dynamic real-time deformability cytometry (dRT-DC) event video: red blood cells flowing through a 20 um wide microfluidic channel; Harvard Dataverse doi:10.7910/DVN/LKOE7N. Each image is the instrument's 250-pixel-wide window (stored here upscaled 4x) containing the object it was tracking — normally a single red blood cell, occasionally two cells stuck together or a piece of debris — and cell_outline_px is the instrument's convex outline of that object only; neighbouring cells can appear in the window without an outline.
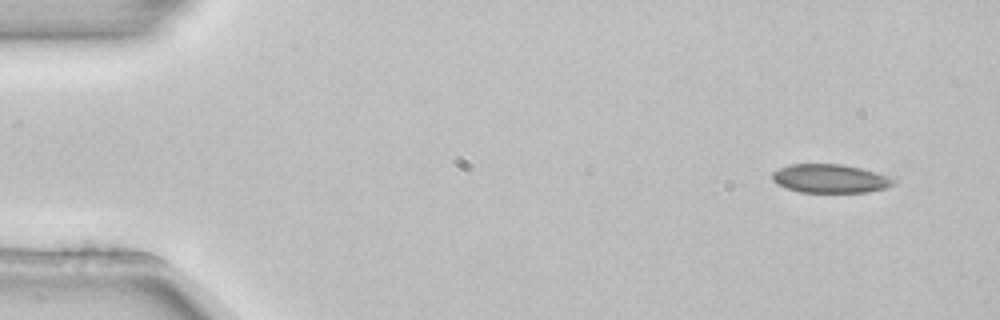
{"species": "common noctule bat (a hibernating species)", "species_latin": "Nyctalus noctula", "temperature_condition": "room temperature", "stored_images_in_passage": 4, "camera_frame_rate_fps": 3000, "um_per_image_px": 0.085, "animal": {"sex": "female", "body_mass_g": 22.7, "forearm_length_mm": 54.2}, "frame": {"image": 1, "passage_image": 1, "time_ms": 0.0, "image_size_px": [1000, 320], "cell_outline_px": [[896, 184], [888, 188], [868, 192], [800, 192], [776, 184], [772, 180], [772, 172], [788, 164], [840, 164], [860, 168], [876, 172], [888, 176], [896, 180]], "centroid_in_image_um": [70.58, 15.18], "position_along_channel_um": 14.4, "area_um2": 20.35}}
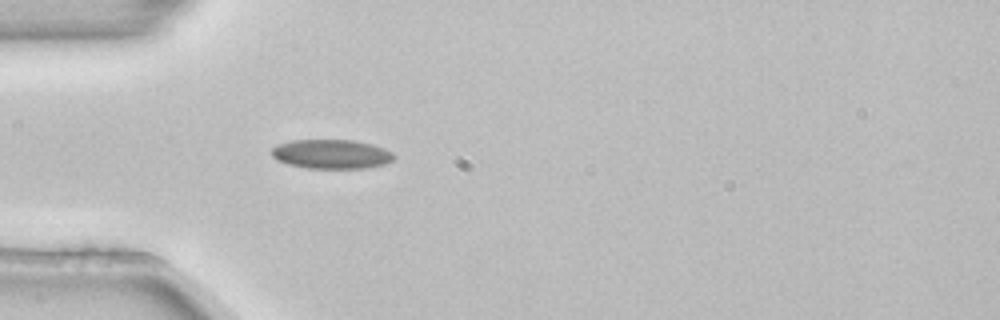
{"frame": {"image": 2, "passage_image": 4, "time_ms": 1.0, "image_size_px": [1000, 320], "cell_outline_px": [[396, 156], [392, 160], [384, 164], [364, 168], [308, 168], [288, 164], [276, 160], [272, 156], [272, 148], [280, 144], [292, 140], [356, 140], [372, 144], [384, 148], [392, 152]], "centroid_in_image_um": [28.19, 13.09], "position_along_channel_um": 56.8, "area_um2": 20.81}}